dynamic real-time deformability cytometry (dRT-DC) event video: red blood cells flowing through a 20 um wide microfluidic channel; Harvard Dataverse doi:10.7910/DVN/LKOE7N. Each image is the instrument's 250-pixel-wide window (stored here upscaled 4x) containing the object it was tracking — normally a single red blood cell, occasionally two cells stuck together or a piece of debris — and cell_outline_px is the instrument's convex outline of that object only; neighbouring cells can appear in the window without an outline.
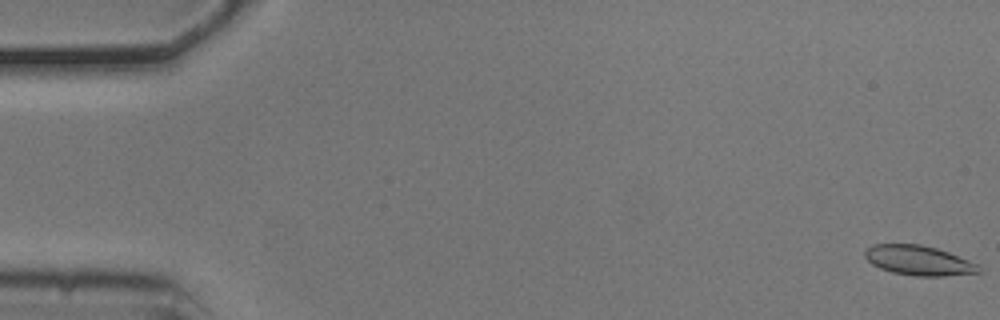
{"species": "common noctule bat (a hibernating species)", "species_latin": "Nyctalus noctula", "temperature_condition": "cold", "stored_images_in_passage": 6, "camera_frame_rate_fps": 3000, "um_per_image_px": 0.085, "animal": {"sex": "male", "body_mass_g": 20.5, "forearm_length_mm": 52.5}, "frame": {"image": 1, "passage_image": 1, "time_ms": 0.0, "image_size_px": [1000, 320], "cell_outline_px": [[980, 272], [944, 276], [912, 276], [892, 272], [880, 268], [872, 264], [864, 256], [864, 252], [872, 244], [920, 244], [936, 248], [948, 252], [980, 264]], "centroid_in_image_um": [78.09, 22.14], "position_along_channel_um": 6.9, "area_um2": 19.77}}